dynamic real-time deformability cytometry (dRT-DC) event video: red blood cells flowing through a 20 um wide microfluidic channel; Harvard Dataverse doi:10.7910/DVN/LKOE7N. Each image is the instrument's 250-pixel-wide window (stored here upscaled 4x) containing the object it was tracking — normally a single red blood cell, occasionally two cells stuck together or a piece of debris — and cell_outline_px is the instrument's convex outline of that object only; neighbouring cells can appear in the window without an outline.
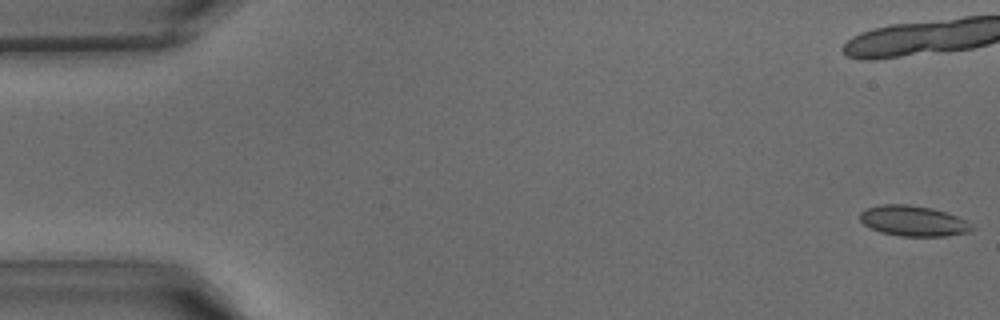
{"species": "common noctule bat (a hibernating species)", "species_latin": "Nyctalus noctula", "temperature_condition": "warm", "stored_images_in_passage": 16, "camera_frame_rate_fps": 3000, "um_per_image_px": 0.085, "animal": {"sex": "male", "body_mass_g": 15.6}, "frame": {"image": 1, "passage_image": 1, "time_ms": 0.0, "image_size_px": [1000, 320], "cell_outline_px": [[976, 228], [968, 232], [944, 236], [900, 236], [880, 232], [864, 224], [860, 220], [860, 212], [868, 208], [884, 204], [908, 204], [932, 208], [968, 220]], "centroid_in_image_um": [77.66, 18.78], "position_along_channel_um": 7.3, "area_um2": 19.83}}